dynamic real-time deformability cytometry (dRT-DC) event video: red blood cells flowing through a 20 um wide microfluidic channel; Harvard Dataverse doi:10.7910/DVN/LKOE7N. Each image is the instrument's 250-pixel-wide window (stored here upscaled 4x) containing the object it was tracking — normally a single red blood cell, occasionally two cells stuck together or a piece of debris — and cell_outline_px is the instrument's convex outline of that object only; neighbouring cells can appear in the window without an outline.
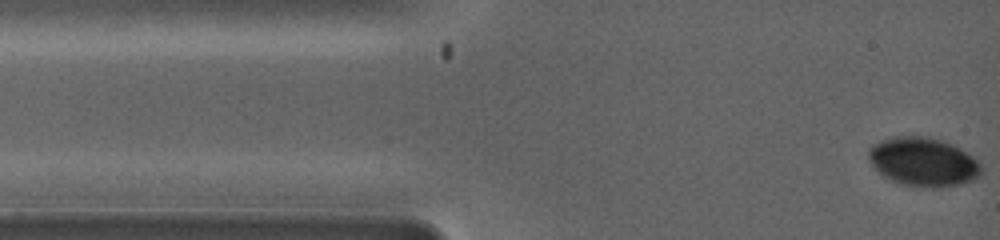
{"species": "common noctule bat (a hibernating species)", "species_latin": "Nyctalus noctula", "temperature_condition": "warm", "stored_images_in_passage": 62, "camera_frame_rate_fps": 5000, "um_per_image_px": 0.085, "animal": {"sex": "female", "body_mass_g": 19.0, "forearm_length_mm": 53.3}, "frame": {"image": 1, "passage_image": 1, "time_ms": 0.0, "image_size_px": [1000, 240], "cell_outline_px": [[980, 176], [972, 180], [960, 184], [944, 188], [920, 188], [900, 184], [884, 176], [868, 160], [868, 148], [872, 144], [880, 140], [892, 136], [928, 136], [944, 140], [960, 148], [972, 156], [980, 164]], "centroid_in_image_um": [78.45, 13.76], "position_along_channel_um": 6.5, "area_um2": 32.48}}
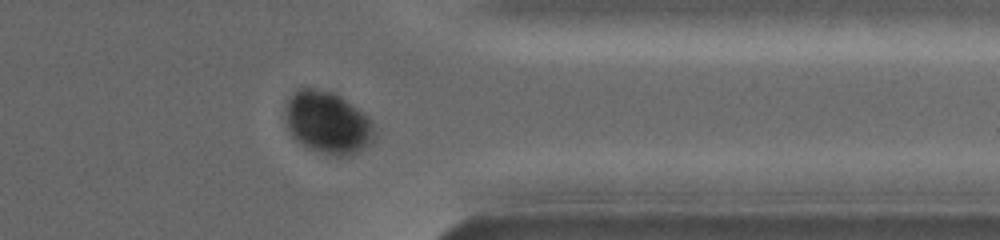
{"frame": {"image": 2, "passage_image": 45, "time_ms": 8.8, "image_size_px": [1000, 240], "cell_outline_px": [[368, 136], [364, 144], [352, 152], [340, 156], [336, 156], [304, 144], [292, 132], [288, 124], [288, 104], [292, 96], [300, 88], [312, 88], [332, 92], [364, 116], [368, 120]], "centroid_in_image_um": [27.75, 10.37], "position_along_channel_um": 383.7, "area_um2": 28.78}}
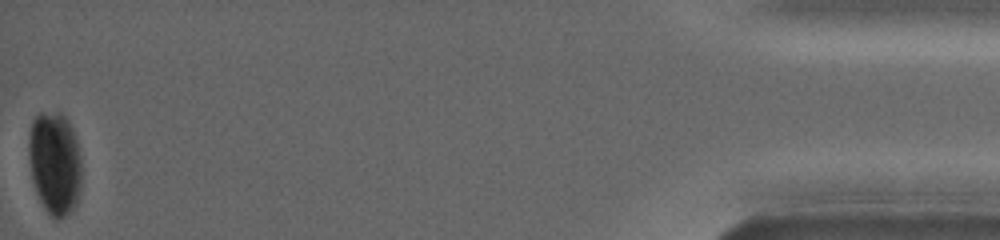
{"frame": {"image": 3, "passage_image": 62, "time_ms": 12.2, "image_size_px": [1000, 240], "cell_outline_px": [[76, 188], [72, 200], [68, 208], [60, 216], [56, 216], [44, 204], [40, 196], [32, 176], [28, 152], [28, 140], [32, 120], [40, 112], [60, 112], [64, 116], [72, 132], [76, 144]], "centroid_in_image_um": [4.52, 13.63], "position_along_channel_um": 430.7, "area_um2": 28.38}}